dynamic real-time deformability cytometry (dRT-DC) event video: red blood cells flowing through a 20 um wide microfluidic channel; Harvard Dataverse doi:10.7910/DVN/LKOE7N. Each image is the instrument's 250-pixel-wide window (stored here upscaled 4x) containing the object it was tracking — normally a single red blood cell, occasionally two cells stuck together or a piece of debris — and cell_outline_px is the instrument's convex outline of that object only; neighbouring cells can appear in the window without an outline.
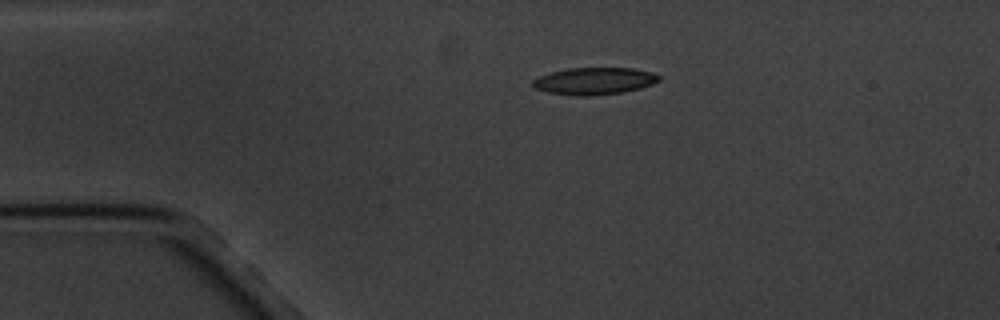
{"species": "common noctule bat (a hibernating species)", "species_latin": "Nyctalus noctula", "temperature_condition": "cold", "stored_images_in_passage": 9, "camera_frame_rate_fps": 3000, "um_per_image_px": 0.085, "animal": {"sex": "male", "body_mass_g": 20.1, "forearm_length_mm": 53.5}, "frame": {"image": 1, "passage_image": 1, "time_ms": 0.0, "image_size_px": [1000, 320], "cell_outline_px": [[660, 80], [652, 84], [640, 88], [624, 92], [588, 96], [576, 96], [548, 92], [536, 88], [532, 84], [532, 80], [536, 76], [568, 68], [632, 68], [652, 72], [660, 76]], "centroid_in_image_um": [50.51, 6.88], "position_along_channel_um": 34.5, "area_um2": 19.94}}
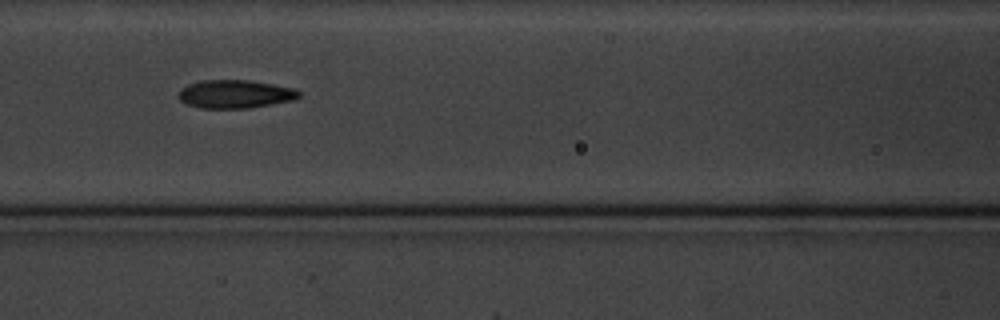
{"frame": {"image": 2, "passage_image": 5, "time_ms": 4.333, "image_size_px": [1000, 320], "cell_outline_px": [[300, 96], [292, 100], [248, 108], [200, 108], [184, 104], [176, 96], [180, 88], [188, 84], [200, 80], [248, 80], [296, 88], [300, 92]], "centroid_in_image_um": [19.92, 7.99], "position_along_channel_um": 146.7, "area_um2": 20.0}}
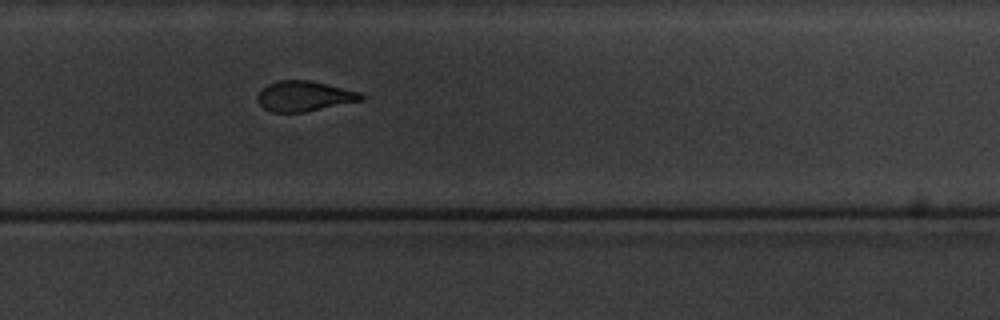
{"frame": {"image": 3, "passage_image": 9, "time_ms": 9.0, "image_size_px": [1000, 320], "cell_outline_px": [[364, 100], [304, 112], [272, 112], [264, 108], [256, 100], [256, 96], [260, 88], [276, 80], [308, 80], [364, 92]], "centroid_in_image_um": [25.86, 8.16], "position_along_channel_um": 303.9, "area_um2": 18.55}}